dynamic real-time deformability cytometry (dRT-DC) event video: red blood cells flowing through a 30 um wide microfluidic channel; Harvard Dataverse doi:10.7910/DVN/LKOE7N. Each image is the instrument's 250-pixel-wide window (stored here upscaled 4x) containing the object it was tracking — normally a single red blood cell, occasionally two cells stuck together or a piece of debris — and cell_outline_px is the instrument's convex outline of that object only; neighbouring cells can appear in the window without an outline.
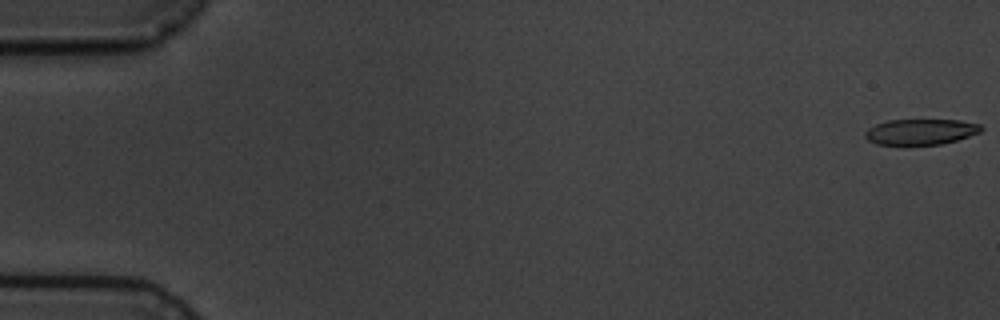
{"species": "common noctule bat (a hibernating species)", "species_latin": "Nyctalus noctula", "temperature_condition": "cold", "stored_images_in_passage": 5, "camera_frame_rate_fps": 3000, "um_per_image_px": 0.085, "animal": {"sex": "male", "body_mass_g": 19.5, "forearm_length_mm": 54.6}, "frame": {"image": 1, "passage_image": 1, "time_ms": 0.0, "image_size_px": [1000, 320], "cell_outline_px": [[984, 128], [980, 132], [956, 140], [940, 144], [908, 148], [876, 144], [868, 140], [864, 136], [864, 132], [868, 128], [876, 124], [888, 120], [960, 120], [980, 124]], "centroid_in_image_um": [78.19, 11.25], "position_along_channel_um": 6.8, "area_um2": 18.15}}
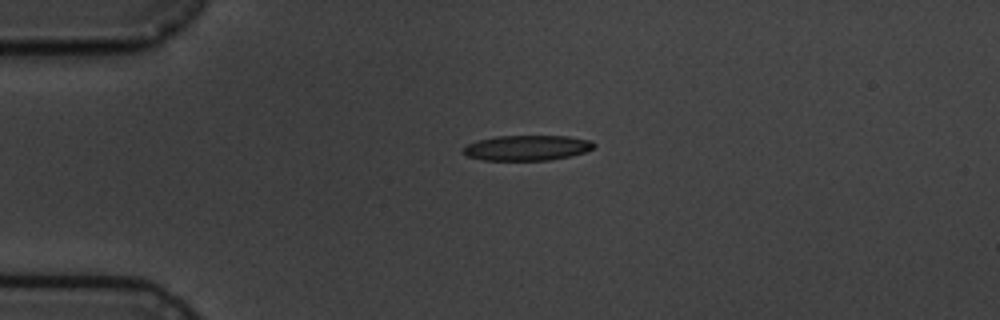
{"frame": {"image": 2, "passage_image": 4, "time_ms": 4.333, "image_size_px": [1000, 320], "cell_outline_px": [[596, 144], [592, 148], [584, 152], [568, 156], [548, 160], [484, 160], [468, 156], [460, 152], [468, 144], [480, 140], [496, 136], [568, 136], [592, 140]], "centroid_in_image_um": [44.8, 12.56], "position_along_channel_um": 40.2, "area_um2": 19.07}}